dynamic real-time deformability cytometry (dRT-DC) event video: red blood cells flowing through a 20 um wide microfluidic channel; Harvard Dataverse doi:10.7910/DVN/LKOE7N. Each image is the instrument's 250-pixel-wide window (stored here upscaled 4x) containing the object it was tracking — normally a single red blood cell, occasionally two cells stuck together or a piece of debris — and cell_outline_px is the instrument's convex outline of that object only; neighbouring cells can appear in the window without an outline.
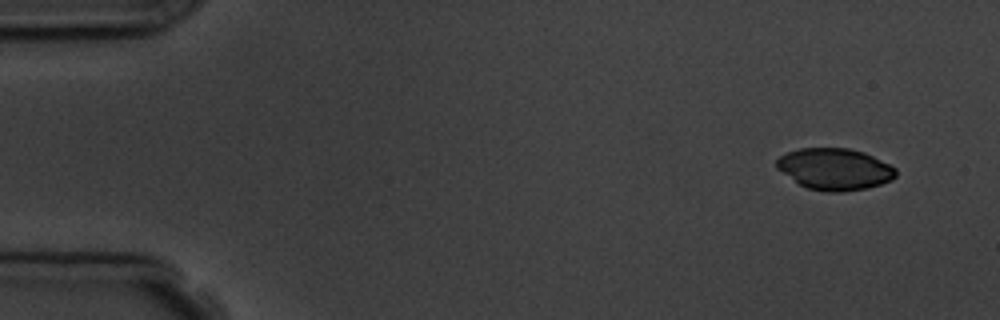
{"species": "common noctule bat (a hibernating species)", "species_latin": "Nyctalus noctula", "temperature_condition": "room temperature", "stored_images_in_passage": 10, "camera_frame_rate_fps": 3000, "um_per_image_px": 0.085, "animal": {"sex": "male", "body_mass_g": 19.5, "forearm_length_mm": 54.6}, "frame": {"image": 1, "passage_image": 1, "time_ms": 0.0, "image_size_px": [1000, 320], "cell_outline_px": [[896, 176], [892, 180], [868, 188], [844, 192], [828, 192], [808, 188], [800, 184], [776, 168], [776, 160], [780, 156], [788, 152], [800, 148], [848, 148], [864, 152], [896, 168]], "centroid_in_image_um": [70.96, 14.37], "position_along_channel_um": 14.0, "area_um2": 28.78}}